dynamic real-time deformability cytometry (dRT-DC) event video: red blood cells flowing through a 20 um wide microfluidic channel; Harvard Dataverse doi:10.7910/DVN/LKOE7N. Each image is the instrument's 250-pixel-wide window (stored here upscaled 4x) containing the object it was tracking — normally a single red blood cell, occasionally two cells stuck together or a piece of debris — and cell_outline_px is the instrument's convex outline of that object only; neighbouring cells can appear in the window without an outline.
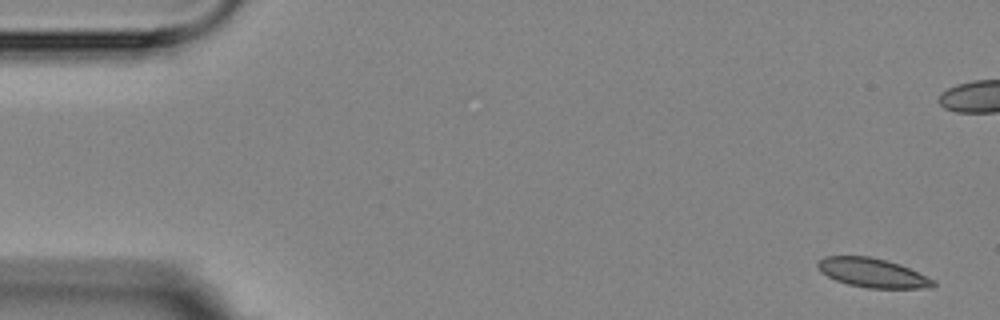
{"species": "Egyptian fruit bat (a non-hibernating species)", "species_latin": "Rousettus aegyptiacus", "temperature_condition": "room temperature", "stored_images_in_passage": 5, "camera_frame_rate_fps": 3000, "um_per_image_px": 0.085, "animal": {"sex": "female"}, "frame": {"image": 1, "passage_image": 1, "time_ms": 0.0, "image_size_px": [1000, 320], "cell_outline_px": [[936, 284], [920, 288], [868, 288], [848, 284], [836, 280], [820, 272], [816, 264], [824, 256], [868, 256], [900, 264], [936, 280]], "centroid_in_image_um": [74.14, 23.18], "position_along_channel_um": 10.9, "area_um2": 19.42}}
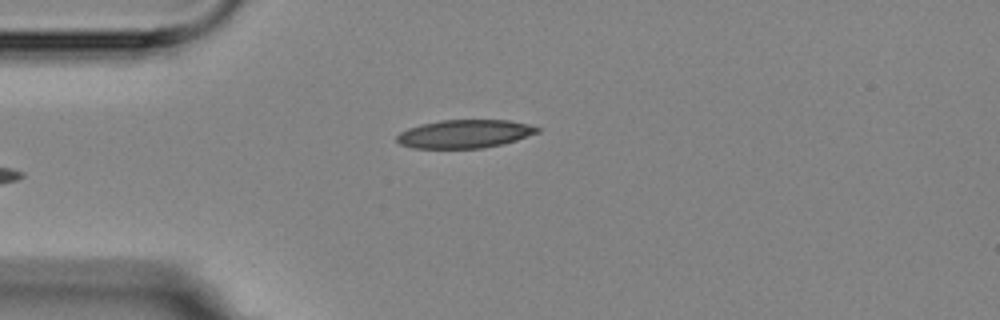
{"frame": {"image": 2, "passage_image": 5, "time_ms": 5.667, "image_size_px": [1000, 320], "cell_outline_px": [[540, 132], [516, 140], [500, 144], [480, 148], [412, 148], [400, 144], [396, 140], [396, 136], [400, 132], [408, 128], [420, 124], [440, 120], [512, 120], [528, 124], [540, 128]], "centroid_in_image_um": [39.48, 11.37], "position_along_channel_um": 45.5, "area_um2": 23.18}}